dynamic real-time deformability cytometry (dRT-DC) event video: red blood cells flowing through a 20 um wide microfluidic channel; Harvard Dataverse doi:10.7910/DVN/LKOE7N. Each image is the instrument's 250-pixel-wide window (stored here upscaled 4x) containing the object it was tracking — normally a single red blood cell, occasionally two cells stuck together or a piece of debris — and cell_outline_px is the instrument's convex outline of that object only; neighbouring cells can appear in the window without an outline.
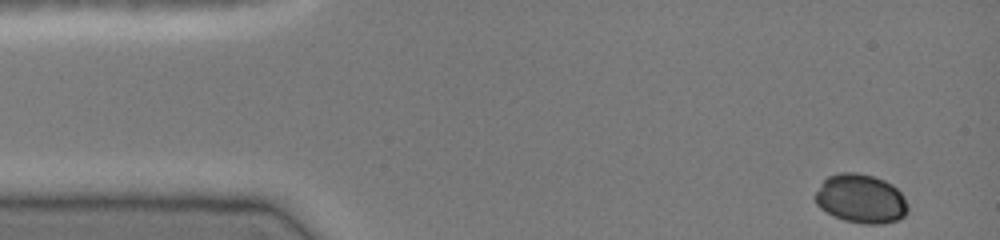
{"species": "common noctule bat (a hibernating species)", "species_latin": "Nyctalus noctula", "temperature_condition": "cold", "stored_images_in_passage": 41, "camera_frame_rate_fps": 3000, "um_per_image_px": 0.085, "animal": {"sex": "female", "body_mass_g": 19.0, "forearm_length_mm": 51.5}, "frame": {"image": 1, "passage_image": 1, "time_ms": 0.0, "image_size_px": [1000, 240], "cell_outline_px": [[908, 212], [900, 220], [884, 224], [864, 224], [844, 220], [832, 216], [820, 208], [816, 204], [816, 192], [824, 180], [828, 176], [840, 172], [856, 172], [872, 176], [884, 180], [892, 184], [904, 196], [908, 208]], "centroid_in_image_um": [73.19, 16.91], "position_along_channel_um": 11.8, "area_um2": 26.59}}
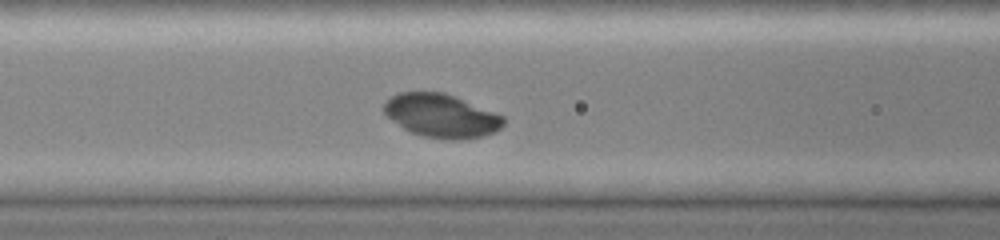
{"frame": {"image": 2, "passage_image": 17, "time_ms": 5.333, "image_size_px": [1000, 240], "cell_outline_px": [[504, 124], [496, 132], [480, 136], [460, 140], [452, 140], [424, 136], [412, 132], [404, 128], [388, 116], [384, 112], [384, 104], [392, 96], [400, 92], [444, 92], [504, 116]], "centroid_in_image_um": [37.54, 9.84], "position_along_channel_um": 129.1, "area_um2": 29.82}}
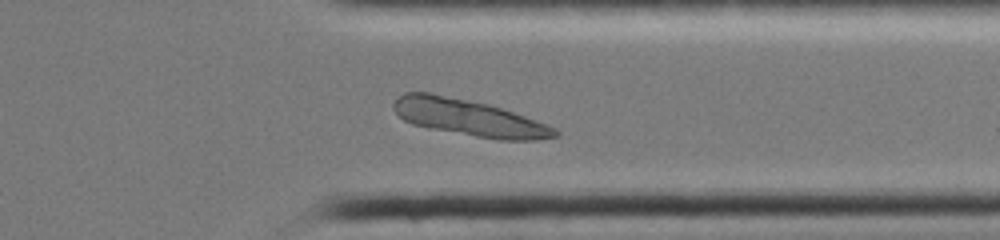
{"frame": {"image": 3, "passage_image": 35, "time_ms": 11.333, "image_size_px": [1000, 240], "cell_outline_px": [[560, 136], [540, 140], [496, 140], [432, 128], [412, 124], [404, 120], [392, 108], [392, 104], [404, 92], [428, 92], [488, 104], [524, 116], [556, 128], [560, 132]], "centroid_in_image_um": [39.89, 10.01], "position_along_channel_um": 371.5, "area_um2": 34.04}}